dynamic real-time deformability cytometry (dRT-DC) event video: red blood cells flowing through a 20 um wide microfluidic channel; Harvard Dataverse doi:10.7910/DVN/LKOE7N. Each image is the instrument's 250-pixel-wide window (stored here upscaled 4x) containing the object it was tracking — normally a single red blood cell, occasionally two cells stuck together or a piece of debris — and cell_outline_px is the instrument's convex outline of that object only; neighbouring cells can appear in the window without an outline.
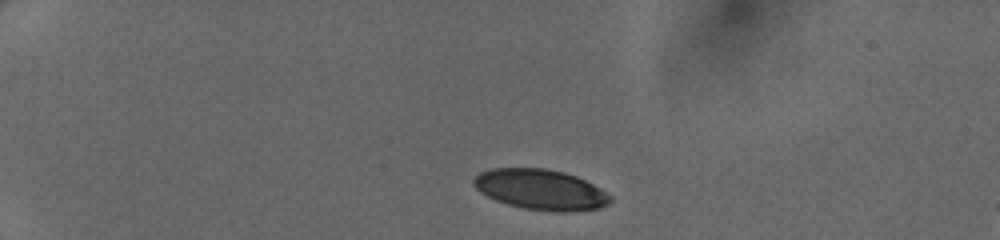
{"species": "human", "species_latin": "Homo sapiens", "temperature_condition": "cold", "stored_images_in_passage": 37, "camera_frame_rate_fps": 3000, "um_per_image_px": 0.085, "donor": {"sex": "female"}, "frame": {"image": 1, "passage_image": 1, "time_ms": 0.0, "image_size_px": [1000, 240], "cell_outline_px": [[612, 200], [608, 204], [600, 208], [572, 212], [556, 212], [524, 208], [508, 204], [496, 200], [480, 192], [472, 184], [472, 180], [480, 172], [492, 168], [544, 168], [564, 172], [576, 176], [600, 188], [612, 196]], "centroid_in_image_um": [45.97, 16.12], "position_along_channel_um": 39.0, "area_um2": 32.25}}
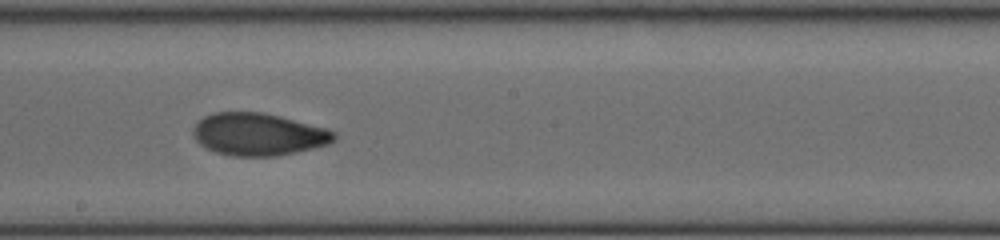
{"frame": {"image": 2, "passage_image": 19, "time_ms": 6.0, "image_size_px": [1000, 240], "cell_outline_px": [[336, 140], [328, 144], [296, 152], [276, 156], [232, 156], [216, 152], [204, 148], [196, 140], [192, 132], [192, 128], [204, 116], [216, 112], [264, 112], [328, 128], [336, 132]], "centroid_in_image_um": [21.97, 11.41], "position_along_channel_um": 226.2, "area_um2": 35.03}}
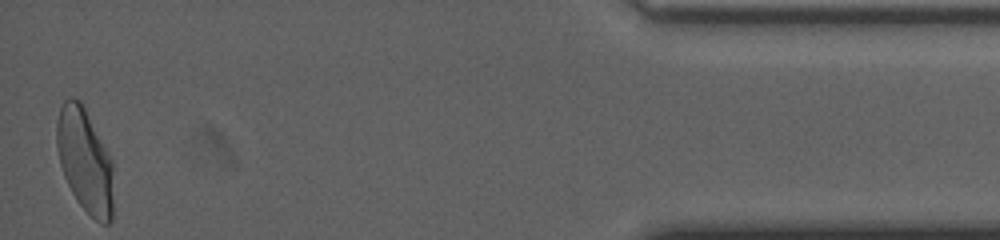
{"frame": {"image": 3, "passage_image": 37, "time_ms": 12.0, "image_size_px": [1000, 240], "cell_outline_px": [[112, 220], [108, 224], [100, 224], [80, 204], [72, 192], [64, 176], [60, 164], [56, 144], [56, 124], [60, 108], [64, 100], [72, 96], [80, 100], [84, 104], [112, 160]], "centroid_in_image_um": [7.21, 13.6], "position_along_channel_um": 428.0, "area_um2": 34.39}}